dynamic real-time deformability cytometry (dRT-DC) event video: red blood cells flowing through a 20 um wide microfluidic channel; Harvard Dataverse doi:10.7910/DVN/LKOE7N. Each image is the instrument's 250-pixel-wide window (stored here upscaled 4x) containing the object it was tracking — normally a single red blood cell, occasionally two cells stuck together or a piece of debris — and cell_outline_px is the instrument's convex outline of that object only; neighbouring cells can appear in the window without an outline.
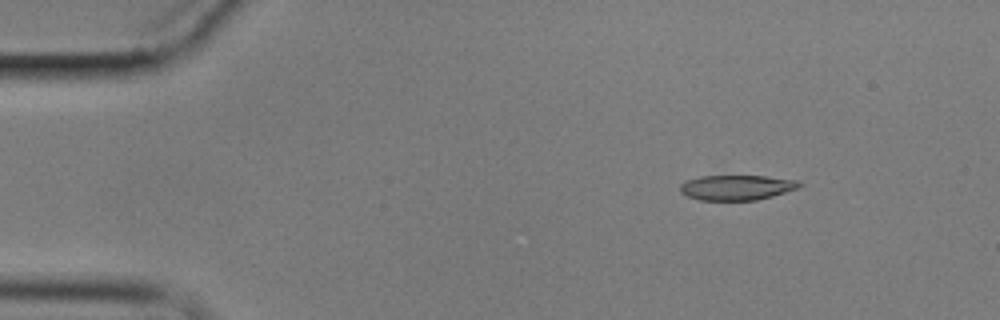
{"species": "common noctule bat (a hibernating species)", "species_latin": "Nyctalus noctula", "temperature_condition": "cold", "stored_images_in_passage": 8, "camera_frame_rate_fps": 3000, "um_per_image_px": 0.085, "animal": {"sex": "male", "body_mass_g": 17.9}, "frame": {"image": 1, "passage_image": 1, "time_ms": 0.0, "image_size_px": [1000, 320], "cell_outline_px": [[804, 184], [796, 188], [772, 196], [756, 200], [700, 200], [688, 196], [680, 192], [680, 184], [688, 180], [700, 176], [768, 176], [800, 180]], "centroid_in_image_um": [62.64, 15.93], "position_along_channel_um": 22.4, "area_um2": 17.4}}
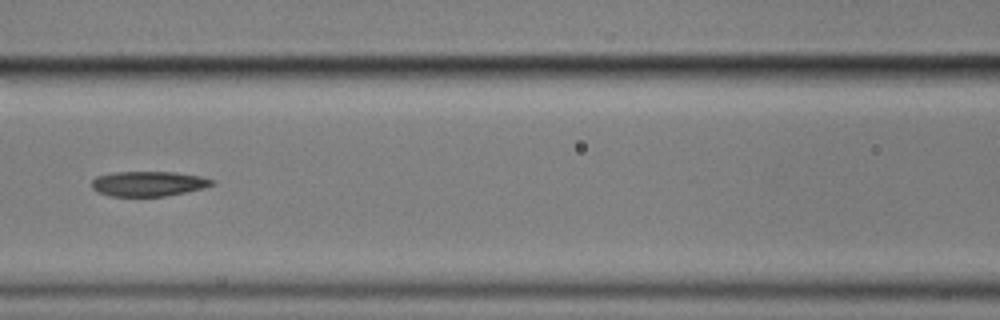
{"frame": {"image": 2, "passage_image": 6, "time_ms": 6.0, "image_size_px": [1000, 320], "cell_outline_px": [[216, 184], [204, 188], [164, 196], [108, 196], [96, 192], [92, 188], [92, 180], [96, 176], [116, 172], [176, 172], [200, 176], [216, 180]], "centroid_in_image_um": [12.62, 15.61], "position_along_channel_um": 154.0, "area_um2": 17.63}}
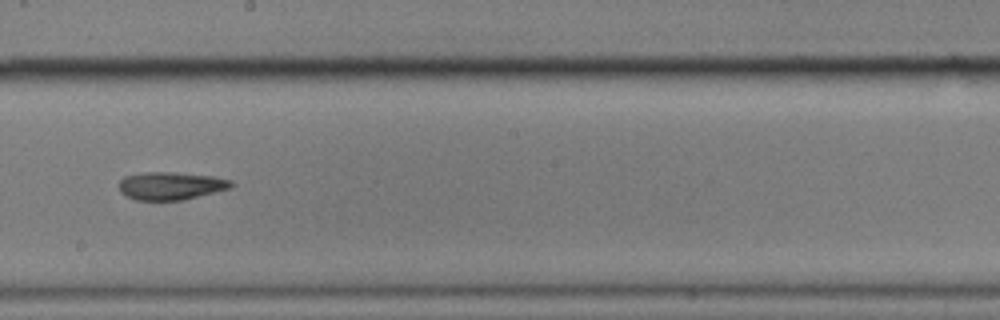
{"frame": {"image": 3, "passage_image": 8, "time_ms": 8.333, "image_size_px": [1000, 320], "cell_outline_px": [[236, 184], [232, 188], [184, 200], [136, 200], [120, 192], [120, 180], [124, 176], [144, 172], [172, 172], [212, 176], [232, 180]], "centroid_in_image_um": [14.57, 15.79], "position_along_channel_um": 233.6, "area_um2": 18.32}}